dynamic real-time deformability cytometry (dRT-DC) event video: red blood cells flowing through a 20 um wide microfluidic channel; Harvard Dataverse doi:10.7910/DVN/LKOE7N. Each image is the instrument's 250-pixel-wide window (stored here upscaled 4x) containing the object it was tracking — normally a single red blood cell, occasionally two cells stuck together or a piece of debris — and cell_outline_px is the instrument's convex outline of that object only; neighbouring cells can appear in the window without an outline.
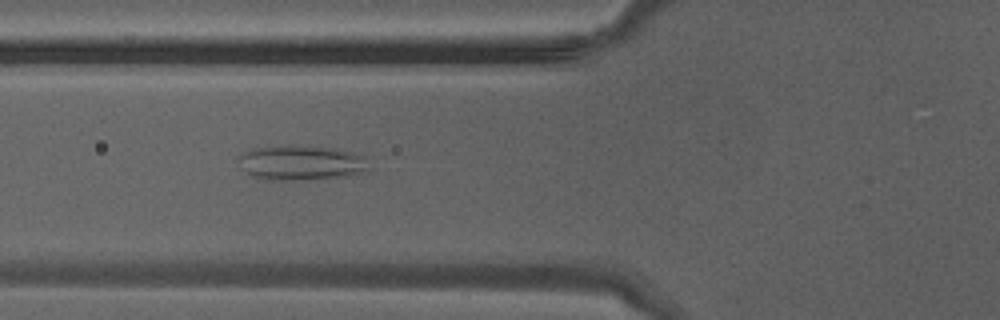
{"species": "Egyptian fruit bat (a non-hibernating species)", "species_latin": "Rousettus aegyptiacus", "temperature_condition": "warm", "stored_images_in_passage": 30, "camera_frame_rate_fps": 3000, "um_per_image_px": 0.085, "animal": {"sex": "male"}, "frame": {"image": 1, "passage_image": 5, "time_ms": 1.333, "image_size_px": [1000, 320], "cell_outline_px": [[368, 172], [348, 176], [292, 180], [272, 180], [252, 176], [240, 168], [236, 156], [240, 152], [252, 148], [288, 144], [292, 144], [336, 148], [352, 152], [364, 156], [368, 168]], "centroid_in_image_um": [25.54, 13.81], "position_along_channel_um": 100.3, "area_um2": 27.11}}
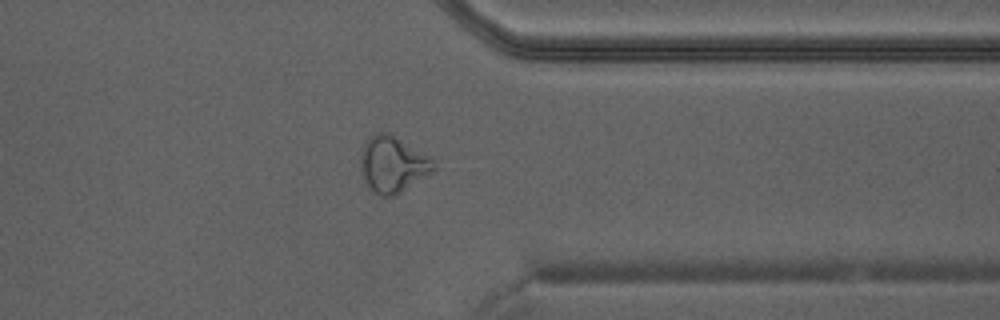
{"frame": {"image": 2, "passage_image": 22, "time_ms": 7.0, "image_size_px": [1000, 320], "cell_outline_px": [[436, 168], [400, 192], [392, 196], [380, 196], [368, 188], [364, 180], [360, 168], [360, 152], [364, 144], [376, 132], [384, 132], [392, 136], [432, 160]], "centroid_in_image_um": [33.29, 14.01], "position_along_channel_um": 378.1, "area_um2": 22.89}}